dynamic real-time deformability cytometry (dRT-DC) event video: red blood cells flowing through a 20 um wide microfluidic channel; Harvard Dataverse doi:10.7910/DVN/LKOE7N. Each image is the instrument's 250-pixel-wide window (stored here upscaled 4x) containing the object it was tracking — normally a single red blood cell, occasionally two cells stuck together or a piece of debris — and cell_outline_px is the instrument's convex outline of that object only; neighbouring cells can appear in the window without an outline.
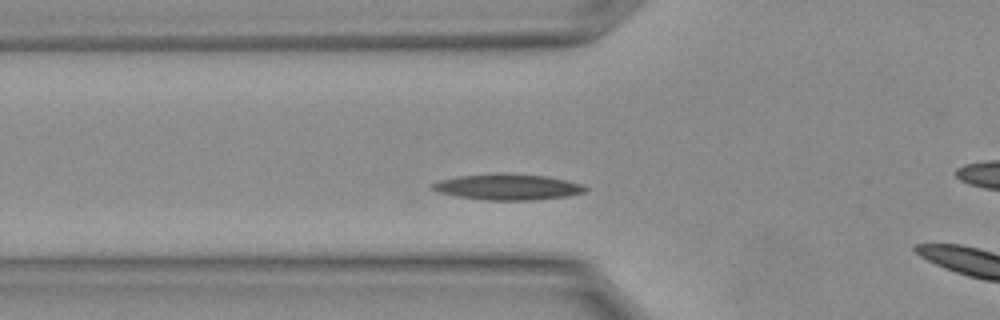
{"species": "Egyptian fruit bat (a non-hibernating species)", "species_latin": "Rousettus aegyptiacus", "temperature_condition": "warm", "stored_images_in_passage": 6, "camera_frame_rate_fps": 3000, "um_per_image_px": 0.085, "animal": {"sex": "female"}, "frame": {"image": 1, "passage_image": 2, "time_ms": 0.333, "image_size_px": [1000, 320], "cell_outline_px": [[584, 188], [580, 192], [560, 196], [524, 200], [492, 200], [464, 196], [444, 192], [432, 188], [432, 184], [444, 180], [464, 176], [540, 176], [560, 180], [576, 184]], "centroid_in_image_um": [43.1, 15.93], "position_along_channel_um": 82.7, "area_um2": 20.17}}
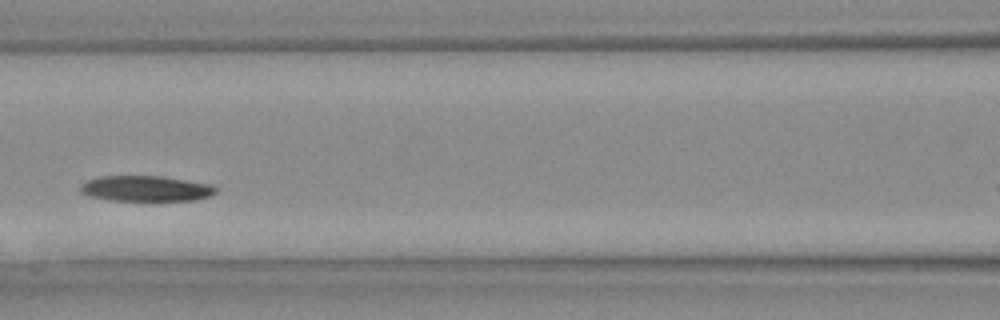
{"frame": {"image": 2, "passage_image": 5, "time_ms": 1.333, "image_size_px": [1000, 320], "cell_outline_px": [[216, 192], [208, 196], [188, 200], [120, 200], [96, 196], [84, 192], [80, 188], [88, 180], [104, 176], [156, 176], [204, 184], [216, 188]], "centroid_in_image_um": [12.4, 16.02], "position_along_channel_um": 154.2, "area_um2": 18.84}}